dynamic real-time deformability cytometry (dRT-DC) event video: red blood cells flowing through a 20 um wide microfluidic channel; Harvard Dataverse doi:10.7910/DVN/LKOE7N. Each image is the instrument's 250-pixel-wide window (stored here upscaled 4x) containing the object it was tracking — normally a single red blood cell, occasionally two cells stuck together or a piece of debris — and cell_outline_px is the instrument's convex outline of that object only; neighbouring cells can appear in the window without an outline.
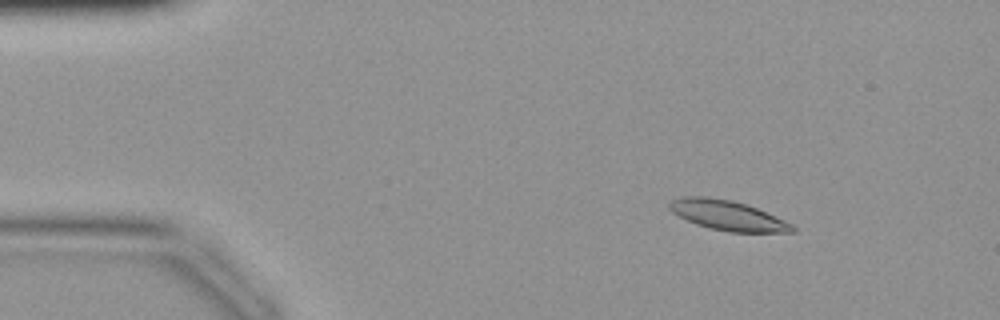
{"species": "common noctule bat (a hibernating species)", "species_latin": "Nyctalus noctula", "temperature_condition": "warm", "stored_images_in_passage": 43, "camera_frame_rate_fps": 3000, "um_per_image_px": 0.085, "animal": {"sex": "female", "body_mass_g": 19.9}, "frame": {"image": 1, "passage_image": 6, "time_ms": 1.667, "image_size_px": [1000, 320], "cell_outline_px": [[796, 232], [728, 232], [708, 228], [696, 224], [672, 212], [668, 208], [668, 204], [672, 200], [684, 196], [708, 196], [732, 200], [756, 208], [784, 220], [792, 224], [796, 228]], "centroid_in_image_um": [61.83, 18.31], "position_along_channel_um": 23.2, "area_um2": 21.33}}
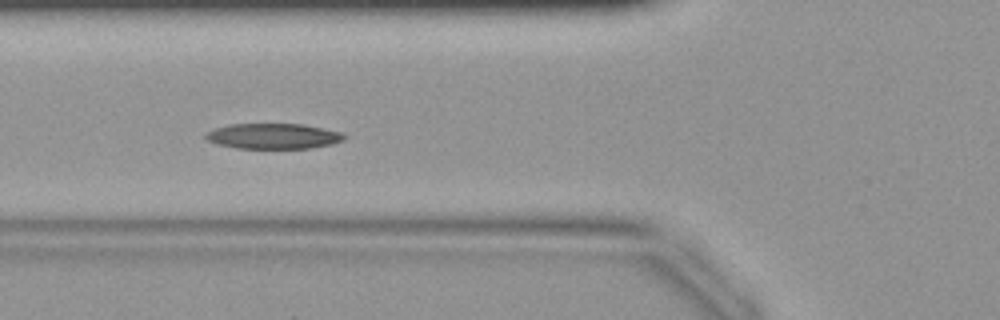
{"frame": {"image": 2, "passage_image": 16, "time_ms": 5.0, "image_size_px": [1000, 320], "cell_outline_px": [[348, 136], [344, 140], [332, 144], [312, 148], [236, 148], [220, 144], [208, 140], [204, 136], [208, 132], [216, 128], [228, 124], [304, 124], [344, 132]], "centroid_in_image_um": [23.32, 11.56], "position_along_channel_um": 102.5, "area_um2": 20.58}}
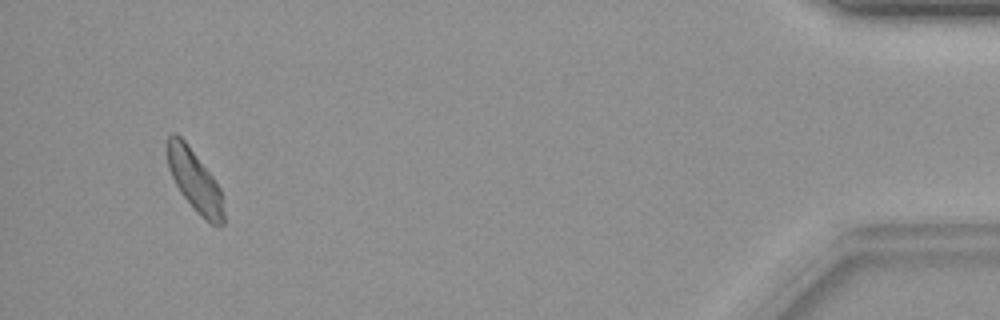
{"frame": {"image": 3, "passage_image": 41, "time_ms": 13.333, "image_size_px": [1000, 320], "cell_outline_px": [[224, 224], [216, 228], [200, 216], [196, 212], [180, 192], [168, 168], [164, 148], [168, 136], [172, 132], [176, 132], [188, 144], [212, 176], [220, 188], [224, 212]], "centroid_in_image_um": [16.51, 15.34], "position_along_channel_um": 418.7, "area_um2": 20.63}}